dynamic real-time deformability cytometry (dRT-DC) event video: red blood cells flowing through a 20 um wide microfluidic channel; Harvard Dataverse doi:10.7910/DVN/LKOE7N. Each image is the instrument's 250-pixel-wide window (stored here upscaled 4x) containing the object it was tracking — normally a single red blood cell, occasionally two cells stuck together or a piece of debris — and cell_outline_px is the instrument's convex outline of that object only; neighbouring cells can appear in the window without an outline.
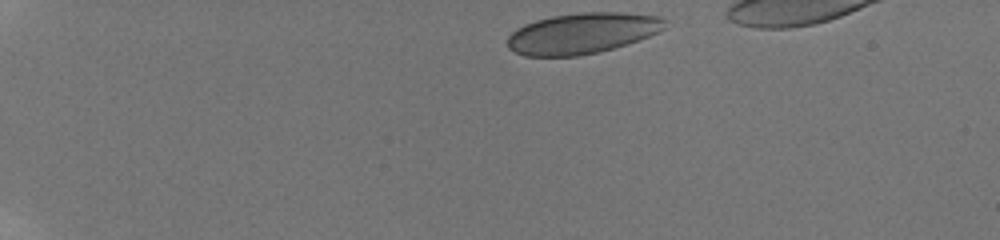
{"species": "human", "species_latin": "Homo sapiens", "temperature_condition": "room temperature", "stored_images_in_passage": 64, "camera_frame_rate_fps": 3000, "um_per_image_px": 0.085, "donor": {"sex": "male"}, "frame": {"image": 1, "passage_image": 1, "time_ms": 0.0, "image_size_px": [1000, 240], "cell_outline_px": [[668, 28], [660, 32], [612, 48], [580, 56], [524, 56], [508, 48], [508, 36], [516, 28], [524, 24], [536, 20], [552, 16], [580, 12], [620, 12], [660, 16], [668, 20]], "centroid_in_image_um": [49.52, 2.81], "position_along_channel_um": 35.5, "area_um2": 37.57}}
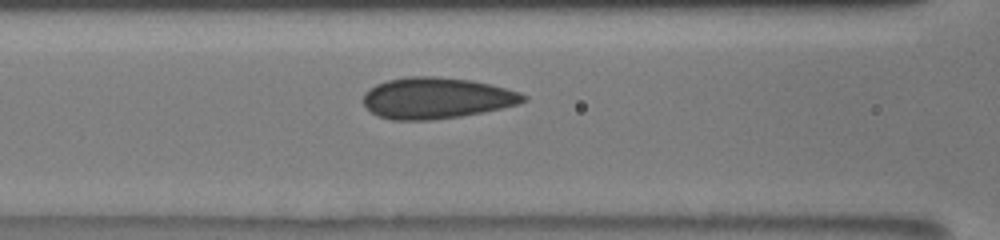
{"frame": {"image": 2, "passage_image": 23, "time_ms": 5.0, "image_size_px": [1000, 240], "cell_outline_px": [[528, 100], [516, 104], [500, 108], [460, 116], [428, 120], [392, 120], [380, 116], [372, 112], [364, 104], [364, 92], [376, 84], [388, 80], [404, 76], [436, 76], [472, 80], [520, 92], [528, 96]], "centroid_in_image_um": [37.08, 8.32], "position_along_channel_um": 129.5, "area_um2": 38.15}}
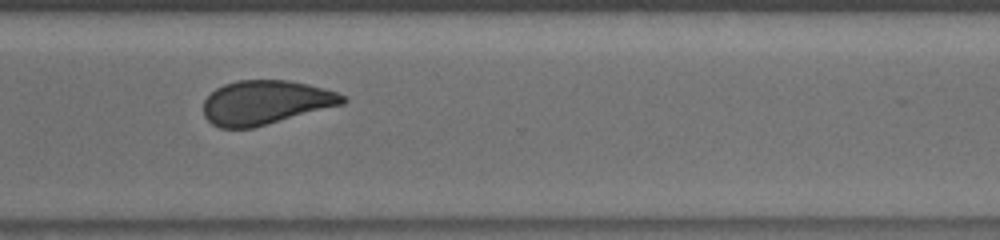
{"frame": {"image": 3, "passage_image": 50, "time_ms": 10.667, "image_size_px": [1000, 240], "cell_outline_px": [[348, 100], [344, 104], [268, 124], [252, 128], [220, 128], [212, 124], [204, 116], [204, 100], [216, 88], [224, 84], [236, 80], [288, 80], [308, 84], [324, 88], [336, 92], [344, 96]], "centroid_in_image_um": [22.57, 8.71], "position_along_channel_um": 348.0, "area_um2": 35.78}}